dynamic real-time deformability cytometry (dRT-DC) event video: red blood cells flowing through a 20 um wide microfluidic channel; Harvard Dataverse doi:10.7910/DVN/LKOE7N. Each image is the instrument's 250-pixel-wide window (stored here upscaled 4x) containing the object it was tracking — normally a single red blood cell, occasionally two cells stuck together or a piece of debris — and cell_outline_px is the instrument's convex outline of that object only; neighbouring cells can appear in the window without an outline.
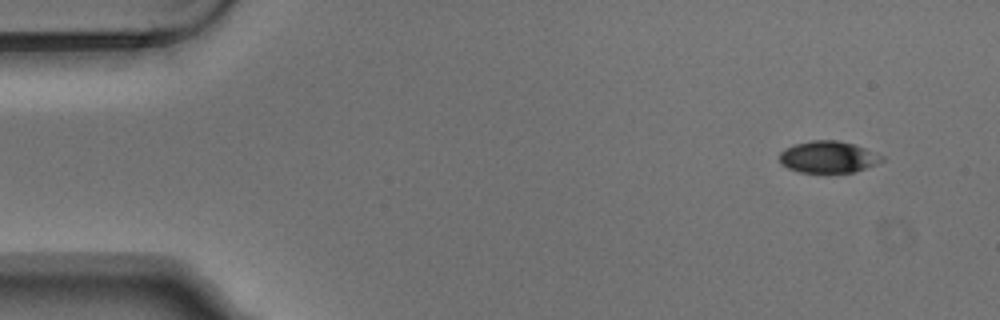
{"species": "Egyptian fruit bat (a non-hibernating species)", "species_latin": "Rousettus aegyptiacus", "temperature_condition": "warm", "stored_images_in_passage": 4, "camera_frame_rate_fps": 3000, "um_per_image_px": 0.085, "animal": {"sex": "male"}, "frame": {"image": 1, "passage_image": 1, "time_ms": 0.0, "image_size_px": [1000, 320], "cell_outline_px": [[884, 160], [876, 164], [856, 172], [800, 172], [788, 168], [780, 164], [780, 152], [784, 148], [796, 144], [812, 140], [836, 140], [852, 144], [864, 148], [884, 156]], "centroid_in_image_um": [70.39, 13.35], "position_along_channel_um": 14.6, "area_um2": 18.84}}
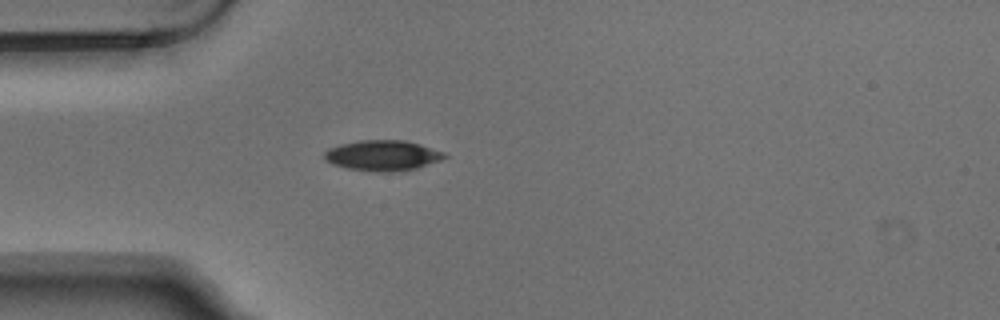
{"frame": {"image": 2, "passage_image": 4, "time_ms": 1.0, "image_size_px": [1000, 320], "cell_outline_px": [[448, 156], [440, 160], [416, 168], [400, 172], [376, 172], [344, 168], [332, 164], [324, 160], [324, 152], [328, 148], [340, 144], [360, 140], [404, 140], [420, 144], [444, 152]], "centroid_in_image_um": [32.49, 13.22], "position_along_channel_um": 52.5, "area_um2": 21.56}}